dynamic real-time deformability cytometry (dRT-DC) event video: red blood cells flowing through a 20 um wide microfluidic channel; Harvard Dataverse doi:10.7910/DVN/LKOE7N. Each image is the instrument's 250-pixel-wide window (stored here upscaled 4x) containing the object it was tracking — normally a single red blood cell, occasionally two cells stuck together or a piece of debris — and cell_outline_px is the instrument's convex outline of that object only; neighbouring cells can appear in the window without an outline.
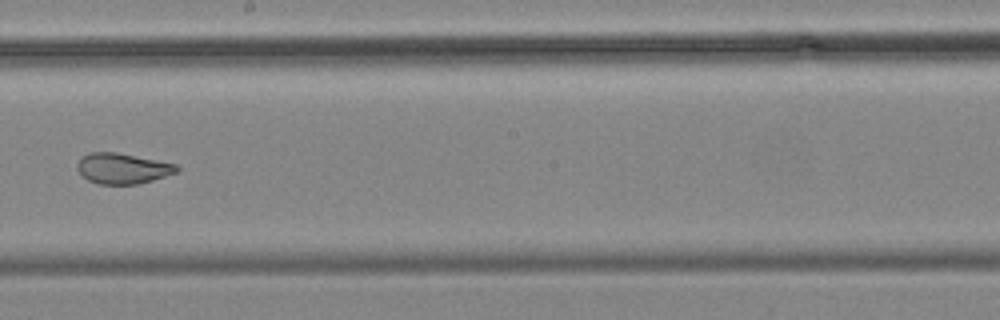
{"species": "common noctule bat (a hibernating species)", "species_latin": "Nyctalus noctula", "temperature_condition": "cold", "stored_images_in_passage": 18, "camera_frame_rate_fps": 3000, "um_per_image_px": 0.085, "animal": {"sex": "male", "body_mass_g": 19.2, "forearm_length_mm": 51.8}, "frame": {"image": 1, "passage_image": 11, "time_ms": 13.667, "image_size_px": [1000, 320], "cell_outline_px": [[180, 168], [176, 172], [152, 180], [136, 184], [100, 184], [88, 180], [76, 168], [76, 164], [88, 152], [116, 152], [176, 164]], "centroid_in_image_um": [10.4, 14.31], "position_along_channel_um": 237.8, "area_um2": 17.46}}